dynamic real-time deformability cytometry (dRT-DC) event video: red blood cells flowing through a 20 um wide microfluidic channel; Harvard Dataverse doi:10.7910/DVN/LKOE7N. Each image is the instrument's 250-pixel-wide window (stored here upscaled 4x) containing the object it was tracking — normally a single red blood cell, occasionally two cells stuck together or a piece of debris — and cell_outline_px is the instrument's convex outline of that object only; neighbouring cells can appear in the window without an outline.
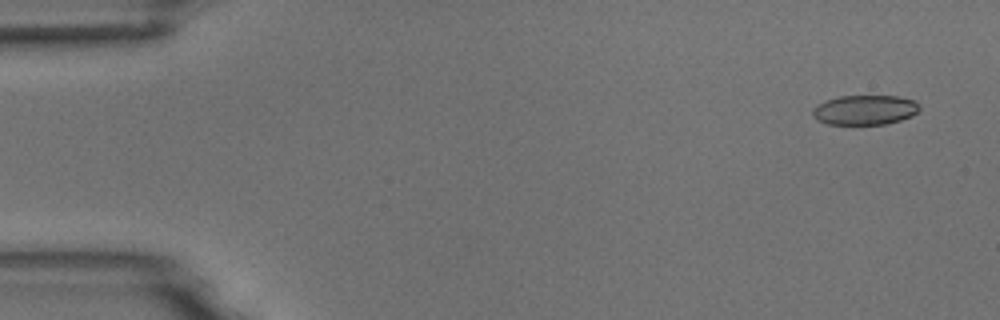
{"species": "common noctule bat (a hibernating species)", "species_latin": "Nyctalus noctula", "temperature_condition": "room temperature", "stored_images_in_passage": 4, "camera_frame_rate_fps": 3000, "um_per_image_px": 0.085, "animal": {"sex": "male", "body_mass_g": 18.8}, "frame": {"image": 1, "passage_image": 1, "time_ms": 0.0, "image_size_px": [1000, 320], "cell_outline_px": [[920, 108], [912, 116], [900, 120], [884, 124], [828, 124], [816, 120], [812, 116], [812, 108], [816, 104], [840, 96], [900, 96], [916, 100]], "centroid_in_image_um": [73.5, 9.34], "position_along_channel_um": 11.5, "area_um2": 18.61}}
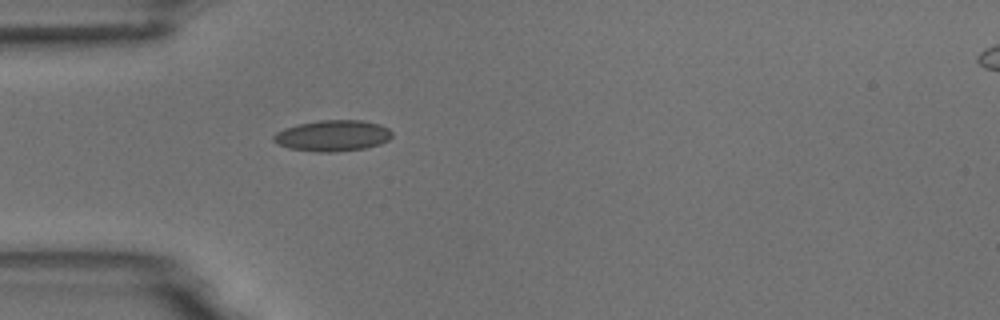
{"frame": {"image": 2, "passage_image": 4, "time_ms": 4.333, "image_size_px": [1000, 320], "cell_outline_px": [[392, 136], [388, 140], [380, 144], [364, 148], [336, 152], [316, 152], [288, 148], [276, 144], [272, 140], [272, 136], [276, 132], [284, 128], [300, 124], [320, 120], [360, 120], [380, 124], [388, 128], [392, 132]], "centroid_in_image_um": [28.25, 11.54], "position_along_channel_um": 56.7, "area_um2": 21.56}}